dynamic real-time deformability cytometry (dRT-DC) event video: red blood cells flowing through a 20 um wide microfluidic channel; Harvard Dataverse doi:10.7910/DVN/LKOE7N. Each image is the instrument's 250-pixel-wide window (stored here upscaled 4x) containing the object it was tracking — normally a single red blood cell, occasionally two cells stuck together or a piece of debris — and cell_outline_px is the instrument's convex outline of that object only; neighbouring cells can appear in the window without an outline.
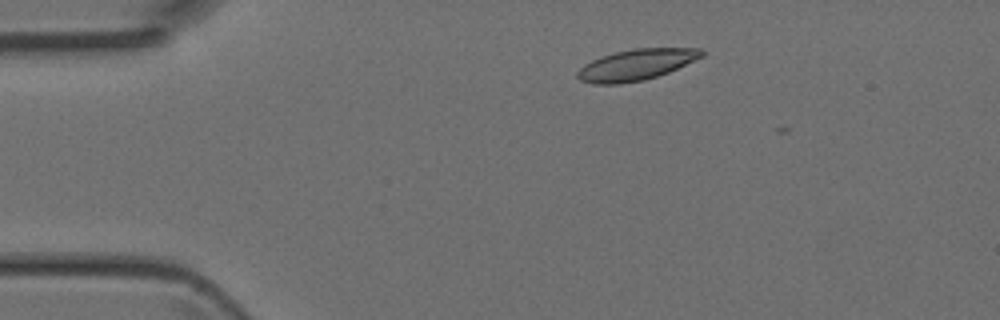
{"species": "Egyptian fruit bat (a non-hibernating species)", "species_latin": "Rousettus aegyptiacus", "temperature_condition": "room temperature", "stored_images_in_passage": 4, "segment_of_instrument_passage": [1, 2], "camera_frame_rate_fps": 3000, "um_per_image_px": 0.085, "animal": {"sex": "female"}, "frame": {"image": 1, "passage_image": 2, "time_ms": 0.333, "image_size_px": [1000, 320], "cell_outline_px": [[704, 56], [668, 72], [644, 80], [620, 84], [592, 84], [580, 80], [576, 76], [576, 72], [584, 64], [600, 56], [616, 52], [636, 48], [700, 48], [704, 52]], "centroid_in_image_um": [54.05, 5.51], "position_along_channel_um": 31.0, "area_um2": 22.43}}